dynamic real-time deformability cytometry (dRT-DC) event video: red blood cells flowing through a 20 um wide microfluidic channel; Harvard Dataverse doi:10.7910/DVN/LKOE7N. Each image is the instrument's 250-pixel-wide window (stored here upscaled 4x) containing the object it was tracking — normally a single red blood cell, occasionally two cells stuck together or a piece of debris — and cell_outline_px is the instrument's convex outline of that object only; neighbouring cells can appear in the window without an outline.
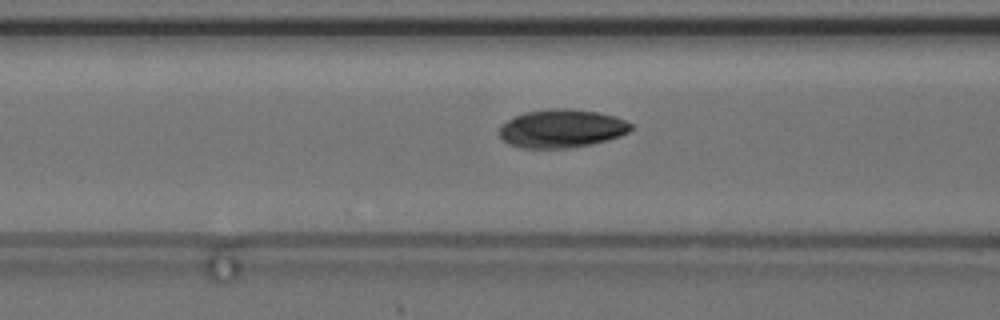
{"species": "common noctule bat (a hibernating species)", "species_latin": "Nyctalus noctula", "temperature_condition": "cold", "stored_images_in_passage": 28, "camera_frame_rate_fps": 3000, "um_per_image_px": 0.085, "animal": {"sex": "female", "body_mass_g": 24.6, "forearm_length_mm": 56.2}, "frame": {"image": 1, "passage_image": 23, "time_ms": 7.333, "image_size_px": [1000, 320], "cell_outline_px": [[632, 128], [628, 132], [620, 136], [608, 140], [592, 144], [568, 148], [520, 148], [508, 144], [500, 136], [500, 128], [508, 120], [524, 112], [548, 108], [568, 108], [596, 112], [616, 116], [632, 124]], "centroid_in_image_um": [47.75, 10.92], "position_along_channel_um": 118.8, "area_um2": 29.42}}